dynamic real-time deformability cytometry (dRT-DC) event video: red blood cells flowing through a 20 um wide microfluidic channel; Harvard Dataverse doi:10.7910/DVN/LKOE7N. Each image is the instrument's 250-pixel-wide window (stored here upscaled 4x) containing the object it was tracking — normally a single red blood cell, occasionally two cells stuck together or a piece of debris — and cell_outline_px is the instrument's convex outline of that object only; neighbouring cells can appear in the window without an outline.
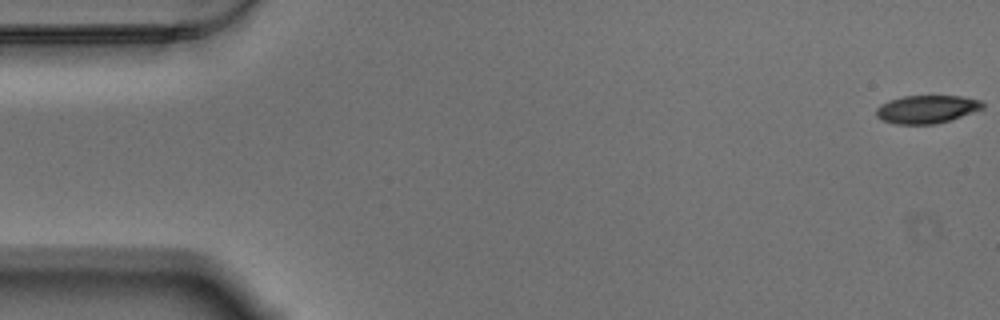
{"species": "Egyptian fruit bat (a non-hibernating species)", "species_latin": "Rousettus aegyptiacus", "temperature_condition": "warm", "stored_images_in_passage": 58, "camera_frame_rate_fps": 3000, "um_per_image_px": 0.085, "animal": {"sex": "male"}, "frame": {"image": 1, "passage_image": 1, "time_ms": 0.0, "image_size_px": [1000, 320], "cell_outline_px": [[984, 108], [936, 124], [896, 124], [880, 120], [876, 116], [876, 108], [880, 104], [888, 100], [900, 96], [960, 96], [980, 100], [984, 104]], "centroid_in_image_um": [78.71, 9.28], "position_along_channel_um": 6.3, "area_um2": 17.4}}
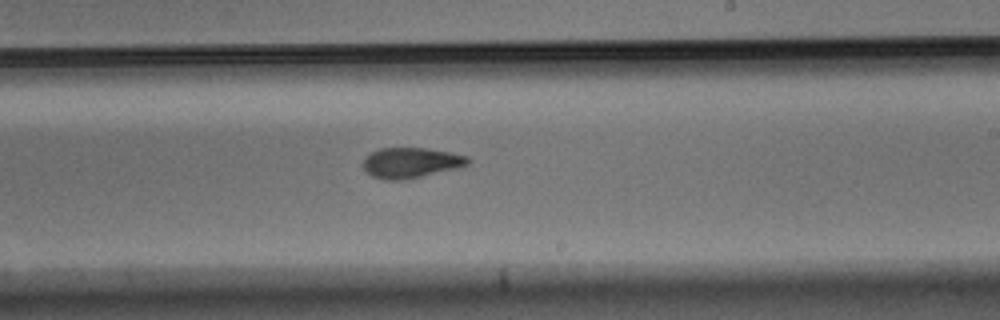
{"frame": {"image": 2, "passage_image": 34, "time_ms": 11.0, "image_size_px": [1000, 320], "cell_outline_px": [[472, 160], [468, 164], [460, 168], [400, 180], [384, 180], [372, 176], [364, 168], [364, 156], [380, 148], [428, 148], [468, 156]], "centroid_in_image_um": [34.95, 13.82], "position_along_channel_um": 254.0, "area_um2": 18.5}}
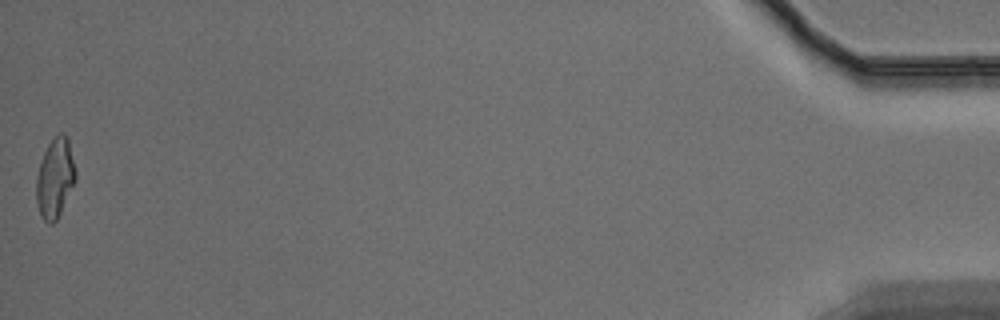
{"frame": {"image": 3, "passage_image": 58, "time_ms": 19.0, "image_size_px": [1000, 320], "cell_outline_px": [[76, 180], [56, 220], [52, 224], [48, 224], [44, 220], [40, 212], [36, 200], [36, 176], [44, 152], [48, 144], [60, 132], [64, 132], [68, 136], [76, 172]], "centroid_in_image_um": [4.69, 15.11], "position_along_channel_um": 430.5, "area_um2": 18.09}, "authors_computed_cell_mechanics": {"area_um2": 18.5538, "velocity_mm_per_s": 3.4694, "shape_relaxation_time_tau1_ms": 5.2545, "shape_relaxation_time_tau2_ms": 3.054, "deformation_change_tau1": 0.1733, "deformation_change_tau2": 0.0962}}